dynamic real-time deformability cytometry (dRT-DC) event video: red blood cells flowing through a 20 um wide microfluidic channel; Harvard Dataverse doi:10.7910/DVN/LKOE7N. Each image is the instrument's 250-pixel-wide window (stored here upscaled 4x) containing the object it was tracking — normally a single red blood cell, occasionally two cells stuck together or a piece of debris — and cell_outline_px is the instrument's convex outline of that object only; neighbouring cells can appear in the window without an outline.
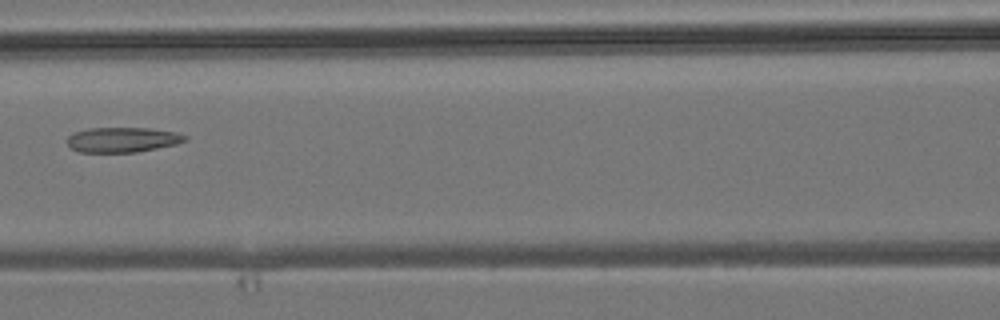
{"species": "common noctule bat (a hibernating species)", "species_latin": "Nyctalus noctula", "temperature_condition": "room temperature", "stored_images_in_passage": 6, "segment_of_instrument_passage": [1, 2], "camera_frame_rate_fps": 3000, "um_per_image_px": 0.085, "animal": {"sex": "male", "body_mass_g": 19.2, "forearm_length_mm": 51.8}, "frame": {"image": 1, "passage_image": 4, "time_ms": 4.667, "image_size_px": [1000, 320], "cell_outline_px": [[188, 140], [176, 144], [136, 152], [80, 152], [72, 148], [68, 144], [68, 136], [72, 132], [88, 128], [148, 128], [176, 132], [188, 136]], "centroid_in_image_um": [10.42, 11.87], "position_along_channel_um": 156.2, "area_um2": 17.17}}
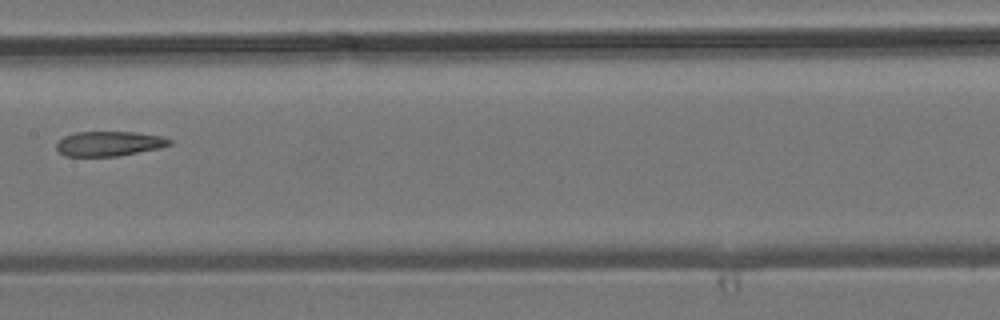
{"frame": {"image": 2, "passage_image": 5, "time_ms": 5.667, "image_size_px": [1000, 320], "cell_outline_px": [[172, 144], [160, 148], [116, 156], [64, 156], [56, 148], [56, 144], [64, 136], [76, 132], [136, 132], [160, 136], [172, 140]], "centroid_in_image_um": [9.27, 12.21], "position_along_channel_um": 198.1, "area_um2": 16.24}}